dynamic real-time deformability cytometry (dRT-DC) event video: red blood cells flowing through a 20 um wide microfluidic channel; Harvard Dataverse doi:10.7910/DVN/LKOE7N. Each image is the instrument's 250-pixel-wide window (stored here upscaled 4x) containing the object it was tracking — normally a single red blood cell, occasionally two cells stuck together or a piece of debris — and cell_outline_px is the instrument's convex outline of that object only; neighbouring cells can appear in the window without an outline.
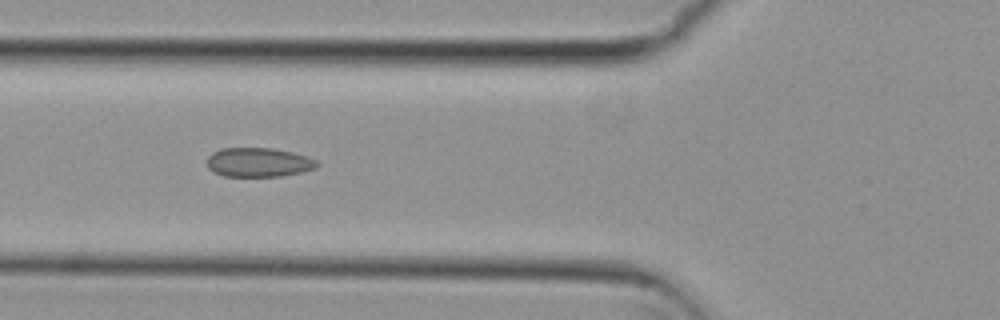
{"species": "common noctule bat (a hibernating species)", "species_latin": "Nyctalus noctula", "temperature_condition": "cold", "stored_images_in_passage": 6, "camera_frame_rate_fps": 3000, "um_per_image_px": 0.085, "animal": {"sex": "female", "body_mass_g": 29.2, "forearm_length_mm": 56.3}, "frame": {"image": 1, "passage_image": 5, "time_ms": 1.333, "image_size_px": [1000, 320], "cell_outline_px": [[320, 164], [316, 168], [300, 172], [280, 176], [224, 176], [212, 172], [208, 168], [208, 156], [212, 152], [220, 148], [272, 148], [292, 152], [308, 156], [316, 160]], "centroid_in_image_um": [21.97, 13.79], "position_along_channel_um": 103.8, "area_um2": 18.79}}
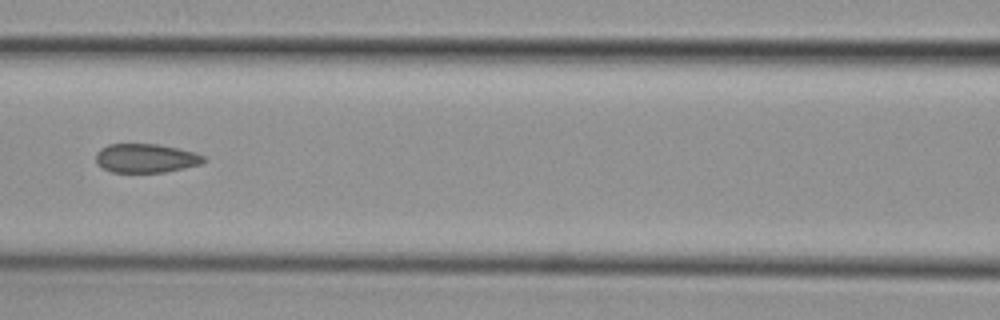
{"frame": {"image": 2, "passage_image": 6, "time_ms": 1.667, "image_size_px": [1000, 320], "cell_outline_px": [[208, 160], [200, 164], [184, 168], [164, 172], [112, 172], [96, 164], [96, 152], [100, 148], [108, 144], [160, 144], [196, 152], [204, 156]], "centroid_in_image_um": [12.41, 13.44], "position_along_channel_um": 154.2, "area_um2": 18.32}}